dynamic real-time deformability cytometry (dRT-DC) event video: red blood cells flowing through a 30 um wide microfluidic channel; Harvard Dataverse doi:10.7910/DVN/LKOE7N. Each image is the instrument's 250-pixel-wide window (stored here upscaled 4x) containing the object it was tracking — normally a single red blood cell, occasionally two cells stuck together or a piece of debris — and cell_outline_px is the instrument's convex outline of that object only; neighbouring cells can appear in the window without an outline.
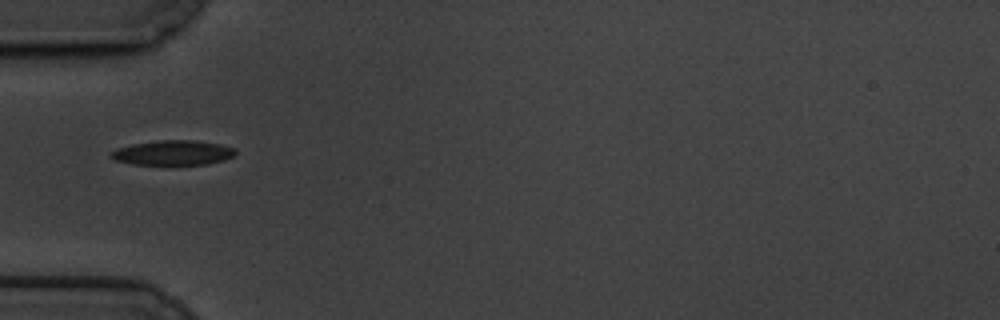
{"species": "common noctule bat (a hibernating species)", "species_latin": "Nyctalus noctula", "temperature_condition": "cold", "stored_images_in_passage": 41, "camera_frame_rate_fps": 3000, "um_per_image_px": 0.085, "animal": {"sex": "male", "body_mass_g": 19.5, "forearm_length_mm": 54.6}, "frame": {"image": 1, "passage_image": 1, "time_ms": 0.0, "image_size_px": [1000, 320], "cell_outline_px": [[236, 156], [224, 160], [208, 164], [132, 164], [112, 160], [108, 156], [108, 152], [116, 148], [132, 144], [160, 140], [196, 140], [220, 144], [236, 148]], "centroid_in_image_um": [14.68, 12.98], "position_along_channel_um": 70.3, "area_um2": 18.26}}
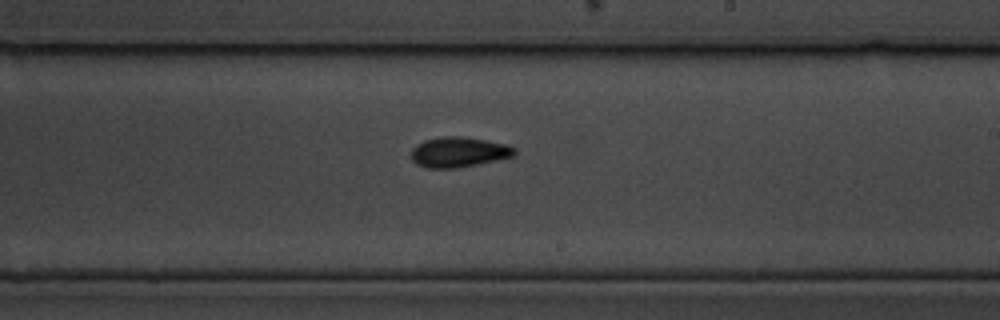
{"frame": {"image": 2, "passage_image": 17, "time_ms": 5.333, "image_size_px": [1000, 320], "cell_outline_px": [[516, 156], [456, 168], [428, 168], [416, 164], [412, 160], [412, 148], [424, 140], [440, 136], [460, 136], [508, 144], [516, 148]], "centroid_in_image_um": [39.01, 12.92], "position_along_channel_um": 250.0, "area_um2": 18.21}}
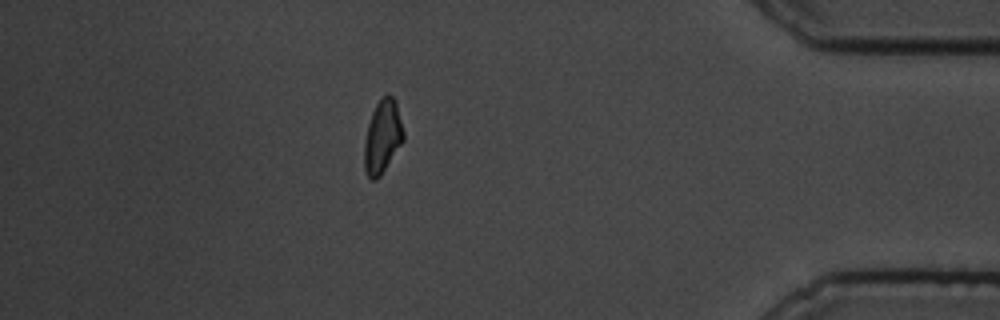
{"frame": {"image": 3, "passage_image": 34, "time_ms": 11.0, "image_size_px": [1000, 320], "cell_outline_px": [[404, 140], [380, 176], [376, 180], [372, 180], [368, 176], [364, 168], [364, 144], [368, 124], [372, 112], [380, 96], [388, 92], [396, 100], [404, 132]], "centroid_in_image_um": [32.52, 11.57], "position_along_channel_um": 402.7, "area_um2": 16.88}, "authors_computed_cell_mechanics": {"area_um2": 17.6868, "velocity_mm_per_s": 3.3782, "shape_relaxation_time_tau1_ms": 3.3369, "shape_relaxation_time_tau2_ms": 3.3771, "deformation_change_tau1": 0.1314, "deformation_change_tau2": 0.0848}}